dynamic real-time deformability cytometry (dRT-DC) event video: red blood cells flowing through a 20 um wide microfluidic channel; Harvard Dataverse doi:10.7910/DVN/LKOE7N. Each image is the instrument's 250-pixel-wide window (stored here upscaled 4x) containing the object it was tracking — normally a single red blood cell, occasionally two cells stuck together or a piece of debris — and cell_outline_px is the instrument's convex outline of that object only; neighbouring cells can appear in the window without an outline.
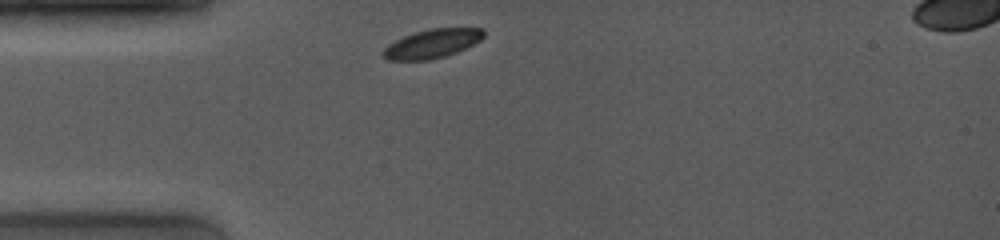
{"species": "common noctule bat (a hibernating species)", "species_latin": "Nyctalus noctula", "temperature_condition": "room temperature", "stored_images_in_passage": 19, "camera_frame_rate_fps": 4000, "um_per_image_px": 0.085, "animal": {"sex": "female", "body_mass_g": 19.0, "forearm_length_mm": 53.3}, "frame": {"image": 1, "passage_image": 1, "time_ms": 0.0, "image_size_px": [1000, 240], "cell_outline_px": [[484, 36], [480, 40], [456, 52], [444, 56], [428, 60], [384, 60], [380, 56], [380, 52], [388, 44], [404, 36], [416, 32], [432, 28], [484, 28]], "centroid_in_image_um": [36.67, 3.72], "position_along_channel_um": 48.3, "area_um2": 16.88}}
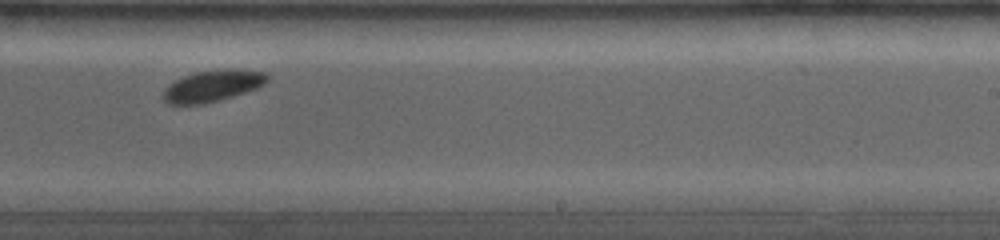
{"frame": {"image": 2, "passage_image": 12, "time_ms": 6.0, "image_size_px": [1000, 240], "cell_outline_px": [[268, 80], [264, 84], [256, 88], [220, 100], [204, 104], [168, 104], [160, 96], [164, 88], [168, 84], [184, 76], [196, 72], [220, 68], [240, 68], [264, 72], [268, 76]], "centroid_in_image_um": [18.04, 7.28], "position_along_channel_um": 271.0, "area_um2": 19.36}}
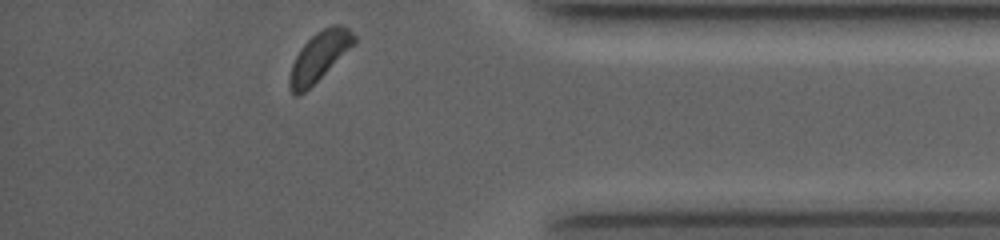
{"frame": {"image": 3, "passage_image": 19, "time_ms": 9.75, "image_size_px": [1000, 240], "cell_outline_px": [[356, 44], [300, 96], [292, 96], [288, 84], [288, 80], [292, 64], [300, 48], [316, 32], [332, 24], [340, 24], [348, 28], [356, 36]], "centroid_in_image_um": [27.14, 4.8], "position_along_channel_um": 408.1, "area_um2": 18.55}, "authors_computed_cell_mechanics": {"area_um2": 18.8428, "velocity_mm_per_s": 3.9572, "shape_relaxation_time_tau1_ms": 0.9193, "shape_relaxation_time_tau2_ms": null, "deformation_change_tau1": 0.0572, "deformation_change_tau2": null}}